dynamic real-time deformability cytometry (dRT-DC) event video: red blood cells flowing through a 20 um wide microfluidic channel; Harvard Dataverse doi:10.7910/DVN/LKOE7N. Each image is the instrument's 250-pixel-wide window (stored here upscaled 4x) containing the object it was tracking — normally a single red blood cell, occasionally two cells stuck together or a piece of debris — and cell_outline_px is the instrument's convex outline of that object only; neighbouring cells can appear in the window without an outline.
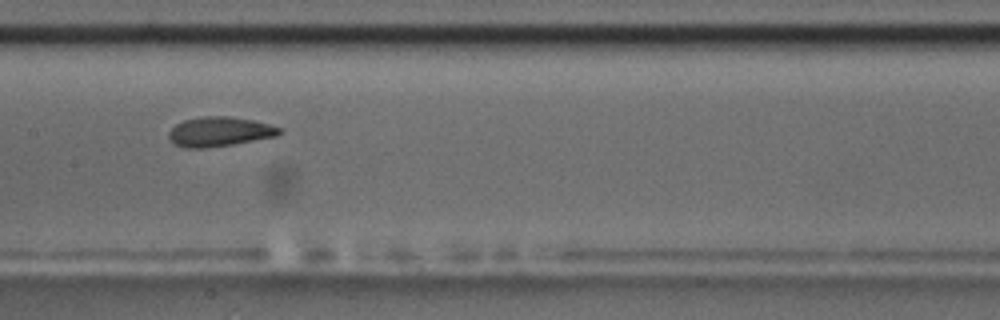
{"species": "common noctule bat (a hibernating species)", "species_latin": "Nyctalus noctula", "temperature_condition": "room temperature", "stored_images_in_passage": 9, "camera_frame_rate_fps": 3000, "um_per_image_px": 0.085, "animal": {"sex": "male", "body_mass_g": 17.5, "forearm_length_mm": 52.3}, "frame": {"image": 1, "passage_image": 8, "time_ms": 8.0, "image_size_px": [1000, 320], "cell_outline_px": [[280, 132], [276, 136], [232, 144], [204, 148], [184, 148], [176, 144], [168, 136], [168, 132], [176, 124], [184, 120], [204, 116], [228, 116], [252, 120], [268, 124], [280, 128]], "centroid_in_image_um": [18.62, 11.19], "position_along_channel_um": 188.8, "area_um2": 18.73}}